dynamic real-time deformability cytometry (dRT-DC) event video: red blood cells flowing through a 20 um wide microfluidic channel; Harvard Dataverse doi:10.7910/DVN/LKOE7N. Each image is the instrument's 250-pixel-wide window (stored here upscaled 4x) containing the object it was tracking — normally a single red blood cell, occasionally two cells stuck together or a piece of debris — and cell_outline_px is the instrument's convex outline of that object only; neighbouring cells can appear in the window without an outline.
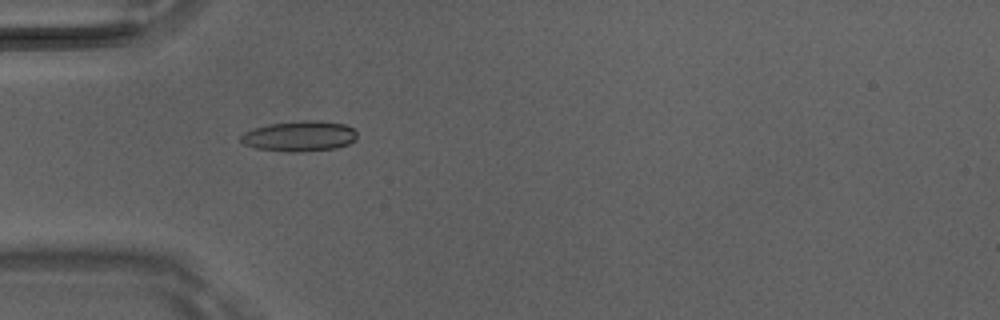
{"species": "Egyptian fruit bat (a non-hibernating species)", "species_latin": "Rousettus aegyptiacus", "temperature_condition": "room temperature", "stored_images_in_passage": 8, "camera_frame_rate_fps": 3000, "um_per_image_px": 0.085, "animal": {"sex": "male"}, "frame": {"image": 1, "passage_image": 5, "time_ms": 1.333, "image_size_px": [1000, 320], "cell_outline_px": [[356, 140], [348, 144], [336, 148], [296, 152], [292, 152], [256, 148], [244, 144], [240, 140], [240, 136], [244, 132], [252, 128], [268, 124], [304, 120], [320, 120], [344, 124], [352, 128], [356, 132]], "centroid_in_image_um": [25.45, 11.56], "position_along_channel_um": 59.5, "area_um2": 20.63}}